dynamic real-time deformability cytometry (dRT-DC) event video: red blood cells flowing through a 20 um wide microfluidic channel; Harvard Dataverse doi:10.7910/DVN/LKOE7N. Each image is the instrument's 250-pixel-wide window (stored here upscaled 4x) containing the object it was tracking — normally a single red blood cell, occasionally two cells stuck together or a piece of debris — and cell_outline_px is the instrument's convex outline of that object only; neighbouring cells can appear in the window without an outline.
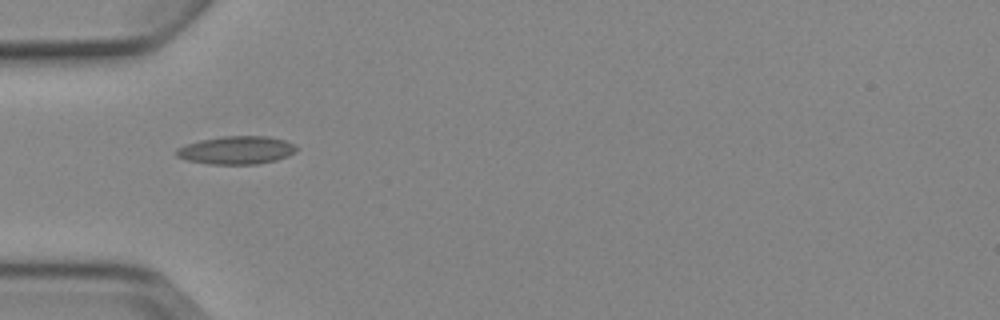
{"species": "Egyptian fruit bat (a non-hibernating species)", "species_latin": "Rousettus aegyptiacus", "temperature_condition": "cold", "stored_images_in_passage": 5, "camera_frame_rate_fps": 3000, "um_per_image_px": 0.085, "animal": {"sex": "female"}, "frame": {"image": 1, "passage_image": 5, "time_ms": 4.667, "image_size_px": [1000, 320], "cell_outline_px": [[296, 152], [288, 156], [276, 160], [256, 164], [208, 164], [188, 160], [176, 156], [176, 148], [184, 144], [200, 140], [224, 136], [268, 136], [284, 140], [296, 144]], "centroid_in_image_um": [20.1, 12.76], "position_along_channel_um": 64.9, "area_um2": 19.71}}